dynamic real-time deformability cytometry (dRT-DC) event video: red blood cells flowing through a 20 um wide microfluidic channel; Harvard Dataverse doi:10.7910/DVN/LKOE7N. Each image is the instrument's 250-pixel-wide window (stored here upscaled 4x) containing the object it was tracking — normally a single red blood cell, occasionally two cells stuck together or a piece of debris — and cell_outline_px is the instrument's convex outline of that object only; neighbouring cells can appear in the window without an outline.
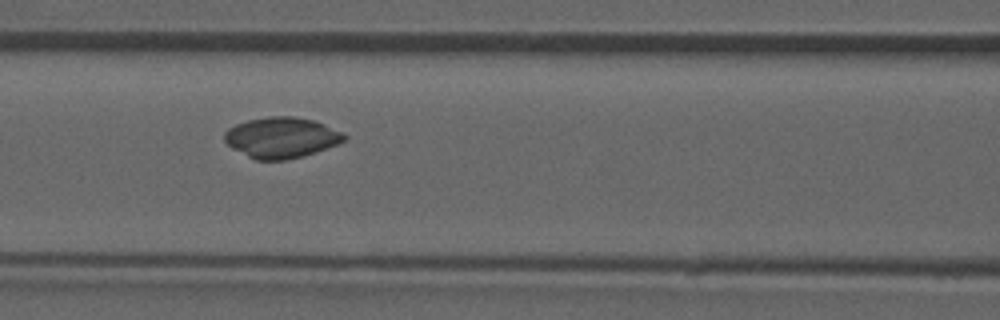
{"species": "common noctule bat (a hibernating species)", "species_latin": "Nyctalus noctula", "temperature_condition": "room temperature", "stored_images_in_passage": 32, "camera_frame_rate_fps": 3000, "um_per_image_px": 0.085, "animal": {"sex": "male", "forearm_length_mm": 52.5}, "frame": {"image": 1, "passage_image": 10, "time_ms": 3.0, "image_size_px": [1000, 320], "cell_outline_px": [[348, 136], [344, 140], [336, 144], [304, 156], [284, 160], [256, 160], [232, 148], [224, 140], [224, 132], [228, 128], [236, 124], [248, 120], [272, 116], [296, 116], [312, 120], [324, 124], [344, 132]], "centroid_in_image_um": [23.92, 11.69], "position_along_channel_um": 142.7, "area_um2": 28.32}, "authors_computed_cell_mechanics": {"area_um2": 27.2527, "velocity_mm_per_s": 3.949, "shape_relaxation_time_tau1_ms": 5.0381, "shape_relaxation_time_tau2_ms": null, "deformation_change_tau1": 0.1883, "deformation_change_tau2": null}}